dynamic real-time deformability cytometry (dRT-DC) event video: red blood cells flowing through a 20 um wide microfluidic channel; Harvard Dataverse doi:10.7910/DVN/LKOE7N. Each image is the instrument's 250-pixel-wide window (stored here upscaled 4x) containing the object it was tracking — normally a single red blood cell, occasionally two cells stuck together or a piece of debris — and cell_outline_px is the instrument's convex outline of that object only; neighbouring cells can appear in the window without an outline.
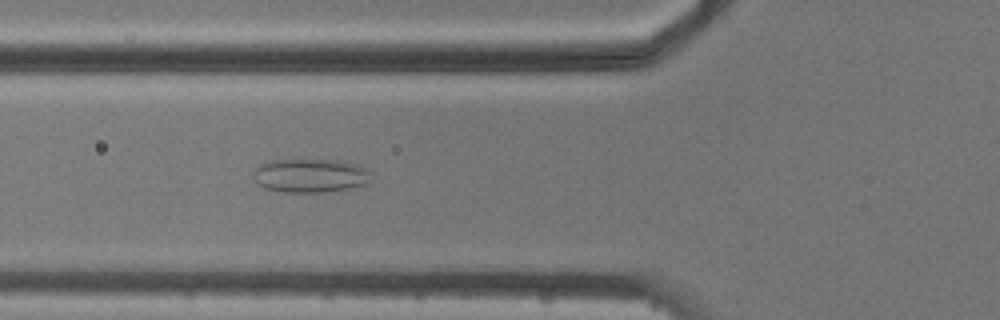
{"species": "common noctule bat (a hibernating species)", "species_latin": "Nyctalus noctula", "temperature_condition": "cold", "stored_images_in_passage": 6, "camera_frame_rate_fps": 3000, "um_per_image_px": 0.085, "animal": {"sex": "male", "body_mass_g": 20.5, "forearm_length_mm": 52.5}, "frame": {"image": 1, "passage_image": 6, "time_ms": 5.667, "image_size_px": [1000, 320], "cell_outline_px": [[368, 184], [348, 188], [324, 192], [284, 192], [264, 188], [256, 184], [252, 172], [260, 164], [272, 160], [304, 156], [336, 160], [360, 164], [368, 168]], "centroid_in_image_um": [26.33, 14.87], "position_along_channel_um": 99.5, "area_um2": 24.16}}